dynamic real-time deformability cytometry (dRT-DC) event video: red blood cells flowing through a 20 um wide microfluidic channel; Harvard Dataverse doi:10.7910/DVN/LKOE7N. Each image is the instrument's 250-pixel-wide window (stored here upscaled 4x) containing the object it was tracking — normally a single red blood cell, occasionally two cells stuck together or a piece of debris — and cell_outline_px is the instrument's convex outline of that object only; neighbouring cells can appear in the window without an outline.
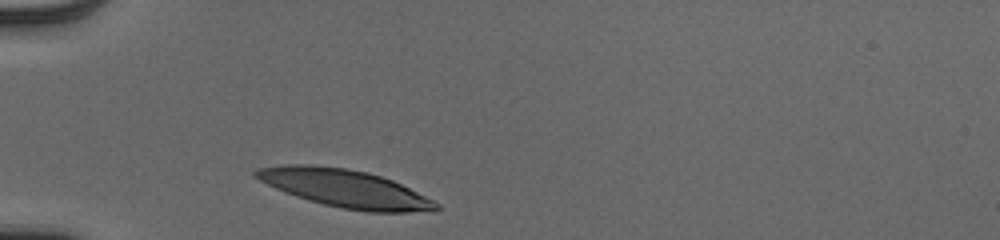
{"species": "human", "species_latin": "Homo sapiens", "temperature_condition": "cold", "stored_images_in_passage": 29, "camera_frame_rate_fps": 3000, "um_per_image_px": 0.085, "donor": {"sex": "male"}, "frame": {"image": 1, "passage_image": 1, "time_ms": 0.0, "image_size_px": [1000, 240], "cell_outline_px": [[440, 208], [432, 212], [368, 212], [344, 208], [324, 204], [308, 200], [284, 192], [252, 176], [252, 172], [256, 168], [284, 164], [312, 164], [348, 168], [368, 172], [392, 180], [440, 204]], "centroid_in_image_um": [29.29, 16.01], "position_along_channel_um": 55.7, "area_um2": 39.71}}
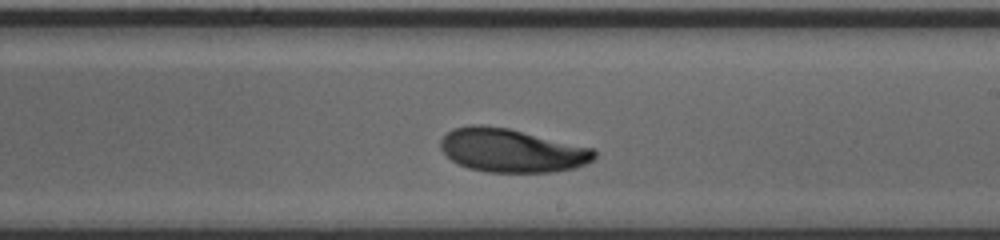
{"frame": {"image": 2, "passage_image": 17, "time_ms": 5.333, "image_size_px": [1000, 240], "cell_outline_px": [[596, 156], [592, 160], [576, 168], [552, 172], [488, 172], [468, 168], [452, 160], [440, 148], [440, 140], [452, 128], [468, 124], [480, 124], [508, 128], [592, 148], [596, 152]], "centroid_in_image_um": [43.47, 12.78], "position_along_channel_um": 245.5, "area_um2": 38.9}}
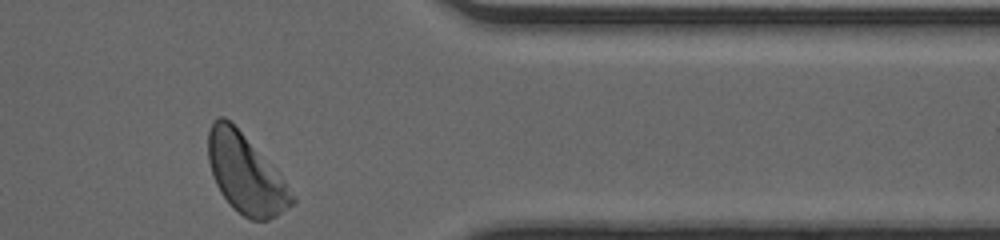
{"frame": {"image": 3, "passage_image": 29, "time_ms": 9.333, "image_size_px": [1000, 240], "cell_outline_px": [[296, 200], [292, 204], [276, 216], [268, 220], [252, 220], [244, 216], [232, 208], [228, 204], [220, 192], [212, 176], [208, 160], [208, 132], [212, 124], [220, 116], [224, 116], [240, 132], [296, 196]], "centroid_in_image_um": [20.83, 14.84], "position_along_channel_um": 390.6, "area_um2": 37.34}, "authors_computed_cell_mechanics": {"area_um2": 39.1884, "velocity_mm_per_s": 3.9004, "shape_relaxation_time_tau1_ms": 2.4361, "shape_relaxation_time_tau2_ms": 8.8911, "deformation_change_tau1": 0.1588, "deformation_change_tau2": 0.1596}}